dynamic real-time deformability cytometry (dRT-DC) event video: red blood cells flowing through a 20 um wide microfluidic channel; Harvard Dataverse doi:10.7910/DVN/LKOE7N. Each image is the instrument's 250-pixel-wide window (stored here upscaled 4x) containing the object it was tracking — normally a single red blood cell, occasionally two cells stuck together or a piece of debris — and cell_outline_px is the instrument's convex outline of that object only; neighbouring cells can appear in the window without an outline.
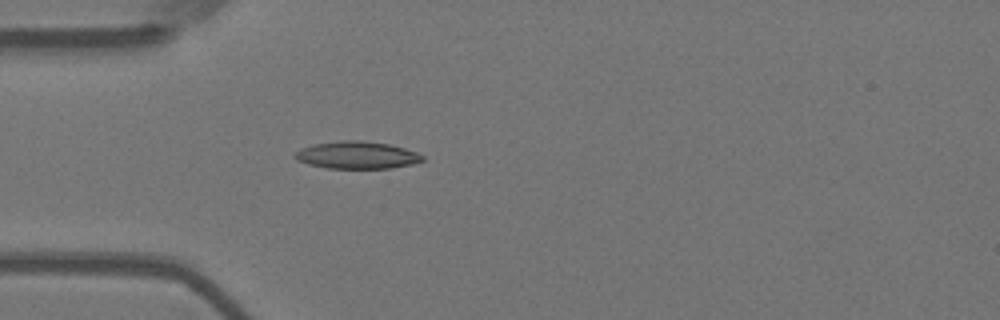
{"species": "Egyptian fruit bat (a non-hibernating species)", "species_latin": "Rousettus aegyptiacus", "temperature_condition": "warm", "stored_images_in_passage": 3, "camera_frame_rate_fps": 3000, "um_per_image_px": 0.085, "animal": {"sex": "female"}, "frame": {"image": 1, "passage_image": 1, "time_ms": 0.0, "image_size_px": [1000, 320], "cell_outline_px": [[424, 160], [412, 164], [388, 168], [328, 168], [308, 164], [296, 160], [292, 156], [300, 148], [312, 144], [344, 140], [360, 140], [388, 144], [404, 148], [416, 152], [424, 156]], "centroid_in_image_um": [30.3, 13.18], "position_along_channel_um": 54.7, "area_um2": 20.29}}